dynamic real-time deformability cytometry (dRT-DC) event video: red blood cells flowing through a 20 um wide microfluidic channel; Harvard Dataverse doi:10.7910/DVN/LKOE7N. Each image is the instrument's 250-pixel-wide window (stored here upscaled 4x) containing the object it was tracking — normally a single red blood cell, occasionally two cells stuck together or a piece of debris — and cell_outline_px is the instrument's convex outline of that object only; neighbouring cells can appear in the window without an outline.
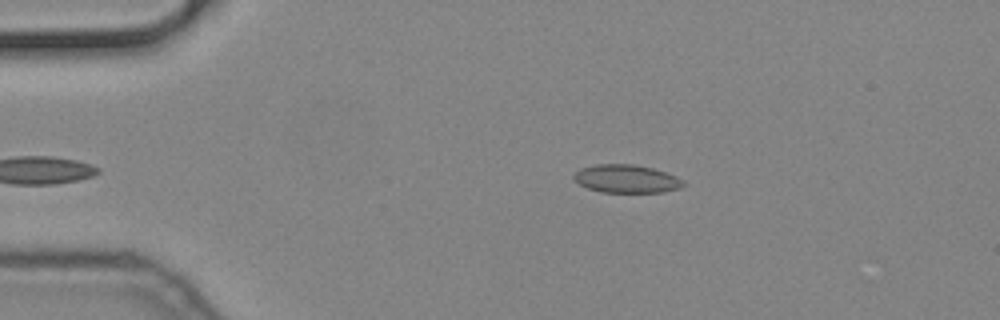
{"species": "common noctule bat (a hibernating species)", "species_latin": "Nyctalus noctula", "temperature_condition": "cold", "stored_images_in_passage": 40, "camera_frame_rate_fps": 3000, "um_per_image_px": 0.085, "animal": {"sex": "male", "body_mass_g": 19.2, "forearm_length_mm": 51.8}, "frame": {"image": 1, "passage_image": 2, "time_ms": 0.333, "image_size_px": [1000, 320], "cell_outline_px": [[684, 184], [680, 188], [664, 192], [600, 192], [588, 188], [580, 184], [572, 176], [580, 168], [596, 164], [632, 164], [652, 168], [676, 176], [684, 180]], "centroid_in_image_um": [53.25, 15.2], "position_along_channel_um": 31.8, "area_um2": 17.86}}
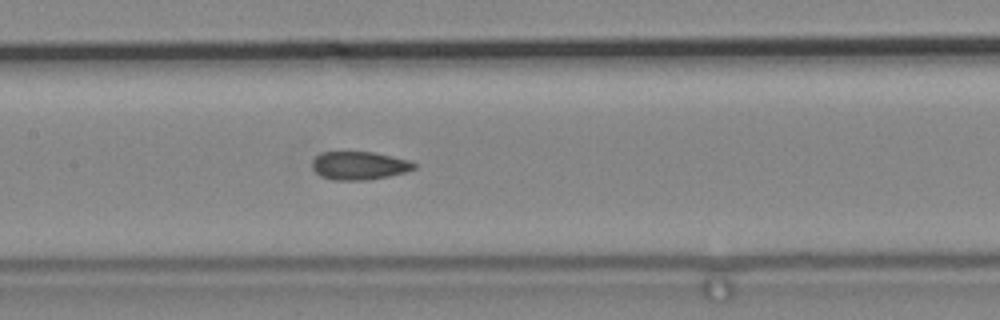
{"frame": {"image": 2, "passage_image": 18, "time_ms": 5.667, "image_size_px": [1000, 320], "cell_outline_px": [[416, 168], [404, 172], [388, 176], [368, 180], [332, 180], [316, 172], [312, 168], [312, 160], [320, 152], [372, 152], [408, 160], [416, 164]], "centroid_in_image_um": [30.51, 14.07], "position_along_channel_um": 176.9, "area_um2": 16.59}}
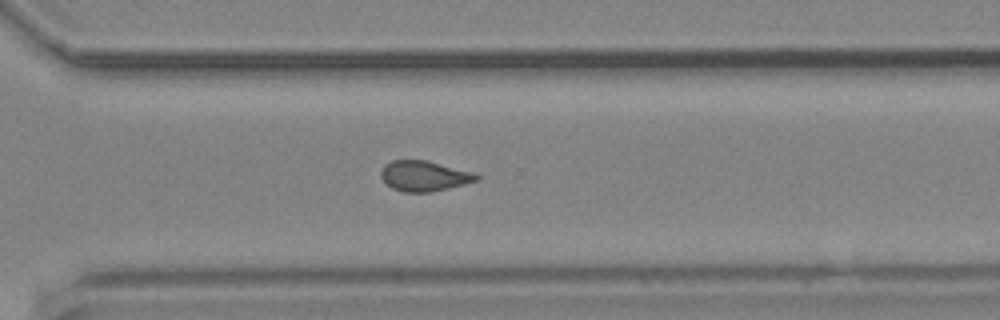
{"frame": {"image": 3, "passage_image": 31, "time_ms": 10.0, "image_size_px": [1000, 320], "cell_outline_px": [[480, 180], [432, 192], [404, 192], [392, 188], [380, 176], [380, 172], [384, 164], [392, 160], [424, 160], [476, 172], [480, 176]], "centroid_in_image_um": [36.08, 14.95], "position_along_channel_um": 334.5, "area_um2": 16.99}}